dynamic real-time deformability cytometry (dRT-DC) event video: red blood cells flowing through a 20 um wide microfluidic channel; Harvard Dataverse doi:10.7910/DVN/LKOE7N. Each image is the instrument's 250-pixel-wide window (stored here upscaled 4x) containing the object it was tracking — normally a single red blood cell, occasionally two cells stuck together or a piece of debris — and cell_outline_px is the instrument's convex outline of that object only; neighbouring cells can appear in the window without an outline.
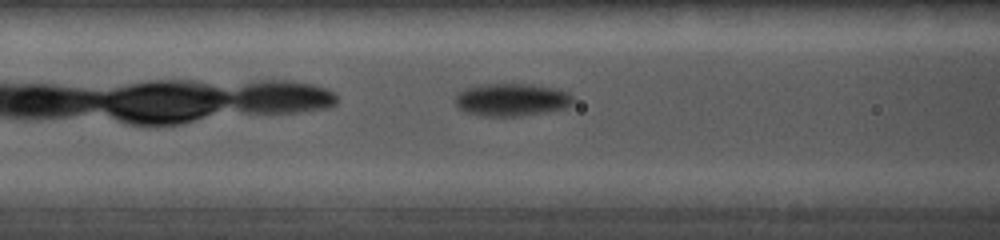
{"species": "common noctule bat (a hibernating species)", "species_latin": "Nyctalus noctula", "temperature_condition": "cold", "stored_images_in_passage": 38, "camera_frame_rate_fps": 5000, "um_per_image_px": 0.085, "animal": {"sex": "female", "body_mass_g": 19.0, "forearm_length_mm": 56.7}, "frame": {"image": 1, "passage_image": 8, "time_ms": 1.6, "image_size_px": [1000, 240], "cell_outline_px": [[572, 104], [564, 108], [548, 112], [520, 116], [480, 116], [464, 112], [456, 104], [456, 96], [464, 88], [484, 84], [528, 84], [556, 88], [568, 92], [572, 96]], "centroid_in_image_um": [43.49, 8.48], "position_along_channel_um": 123.1, "area_um2": 22.48}}
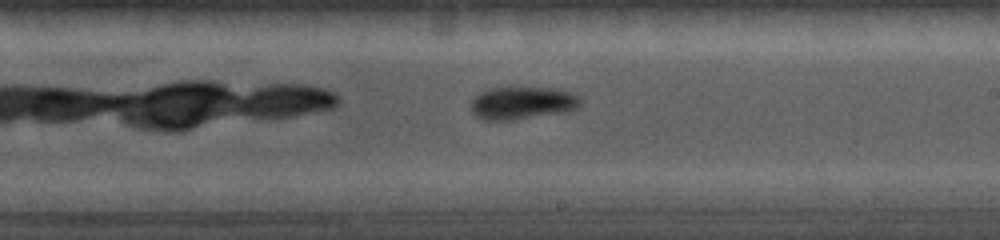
{"frame": {"image": 2, "passage_image": 18, "time_ms": 4.4, "image_size_px": [1000, 240], "cell_outline_px": [[580, 104], [576, 108], [568, 112], [512, 120], [484, 120], [476, 116], [472, 112], [472, 96], [488, 88], [552, 88], [572, 92], [580, 96]], "centroid_in_image_um": [44.4, 8.76], "position_along_channel_um": 244.6, "area_um2": 20.98}}
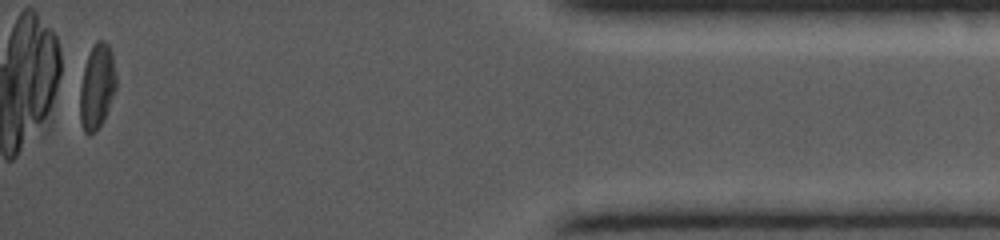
{"frame": {"image": 3, "passage_image": 38, "time_ms": 9.8, "image_size_px": [1000, 240], "cell_outline_px": [[116, 88], [104, 120], [96, 132], [88, 136], [84, 132], [80, 124], [80, 84], [84, 68], [92, 44], [96, 40], [104, 40], [108, 44], [112, 52], [116, 76]], "centroid_in_image_um": [8.24, 7.38], "position_along_channel_um": 427.0, "area_um2": 18.21}}